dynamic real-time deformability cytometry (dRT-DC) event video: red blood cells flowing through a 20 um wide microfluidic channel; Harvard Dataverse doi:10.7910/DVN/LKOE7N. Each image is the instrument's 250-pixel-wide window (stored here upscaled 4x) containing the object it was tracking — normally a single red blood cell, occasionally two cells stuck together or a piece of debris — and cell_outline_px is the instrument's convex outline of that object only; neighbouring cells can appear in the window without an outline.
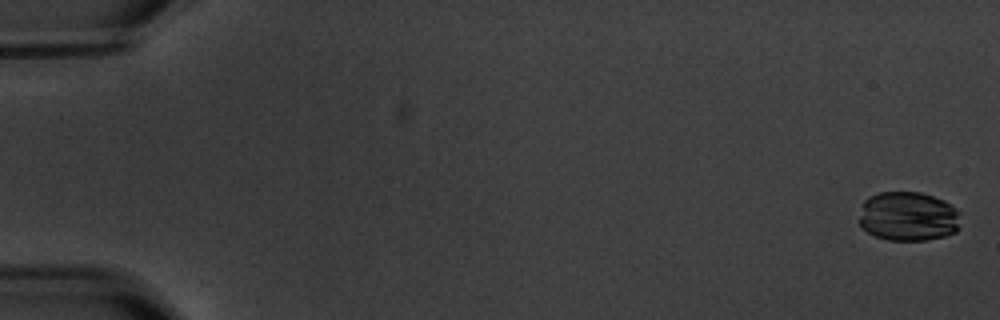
{"species": "common noctule bat (a hibernating species)", "species_latin": "Nyctalus noctula", "temperature_condition": "warm", "stored_images_in_passage": 15, "camera_frame_rate_fps": 3000, "um_per_image_px": 0.085, "animal": {"sex": "male", "body_mass_g": 20.1, "forearm_length_mm": 53.5}, "frame": {"image": 1, "passage_image": 1, "time_ms": 0.0, "image_size_px": [1000, 320], "cell_outline_px": [[960, 228], [956, 232], [944, 236], [924, 240], [888, 240], [876, 236], [860, 228], [860, 216], [864, 200], [868, 196], [880, 192], [920, 192], [944, 200], [956, 208], [960, 212]], "centroid_in_image_um": [77.22, 18.39], "position_along_channel_um": 7.8, "area_um2": 29.42}}
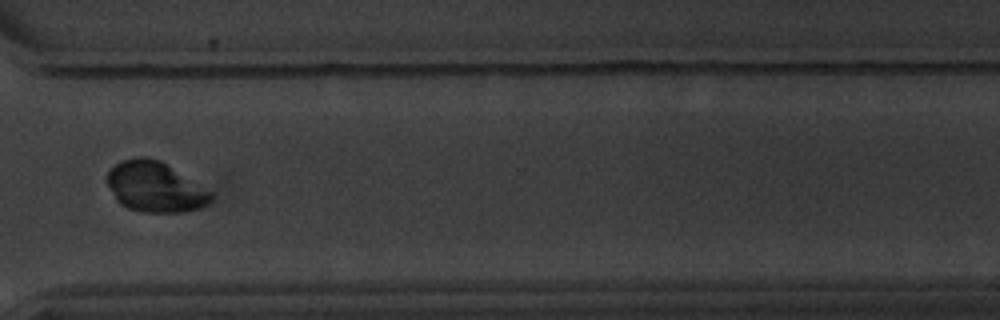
{"frame": {"image": 2, "passage_image": 12, "time_ms": 14.333, "image_size_px": [1000, 320], "cell_outline_px": [[212, 200], [208, 204], [200, 208], [184, 212], [140, 212], [128, 208], [120, 204], [116, 200], [108, 184], [108, 172], [120, 160], [140, 156], [144, 156], [160, 160], [212, 192]], "centroid_in_image_um": [13.19, 15.89], "position_along_channel_um": 357.4, "area_um2": 30.35}}
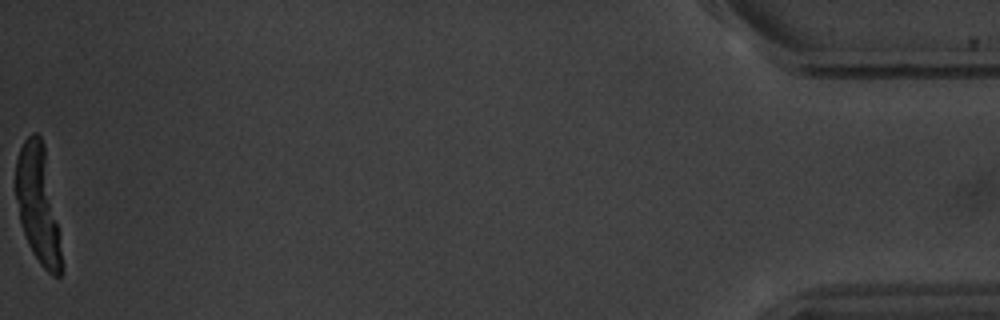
{"frame": {"image": 3, "passage_image": 15, "time_ms": 19.0, "image_size_px": [1000, 320], "cell_outline_px": [[64, 268], [60, 276], [52, 276], [40, 264], [32, 252], [28, 244], [20, 220], [16, 196], [16, 160], [20, 148], [24, 140], [32, 132], [36, 132], [40, 136], [44, 144], [64, 264]], "centroid_in_image_um": [3.24, 17.42], "position_along_channel_um": 432.0, "area_um2": 31.04}}